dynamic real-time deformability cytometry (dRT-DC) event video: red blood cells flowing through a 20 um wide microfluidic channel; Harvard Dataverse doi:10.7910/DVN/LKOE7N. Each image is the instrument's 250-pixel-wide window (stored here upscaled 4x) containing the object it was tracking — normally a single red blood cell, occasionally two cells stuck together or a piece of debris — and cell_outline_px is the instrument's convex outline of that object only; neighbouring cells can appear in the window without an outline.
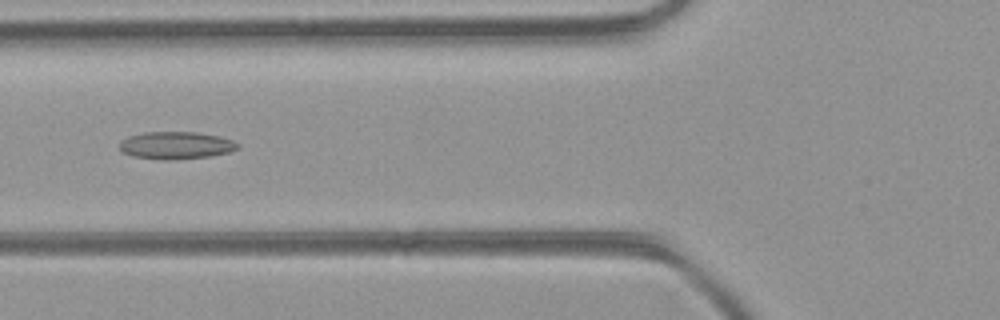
{"species": "common noctule bat (a hibernating species)", "species_latin": "Nyctalus noctula", "temperature_condition": "room temperature", "stored_images_in_passage": 46, "camera_frame_rate_fps": 3000, "um_per_image_px": 0.085, "animal": {"sex": "female", "body_mass_g": 21.9}, "frame": {"image": 1, "passage_image": 17, "time_ms": 5.333, "image_size_px": [1000, 320], "cell_outline_px": [[240, 148], [228, 152], [212, 156], [176, 160], [160, 160], [132, 156], [124, 152], [120, 148], [120, 140], [128, 136], [144, 132], [196, 132], [220, 136], [232, 140], [240, 144]], "centroid_in_image_um": [14.98, 12.36], "position_along_channel_um": 110.8, "area_um2": 19.13}}
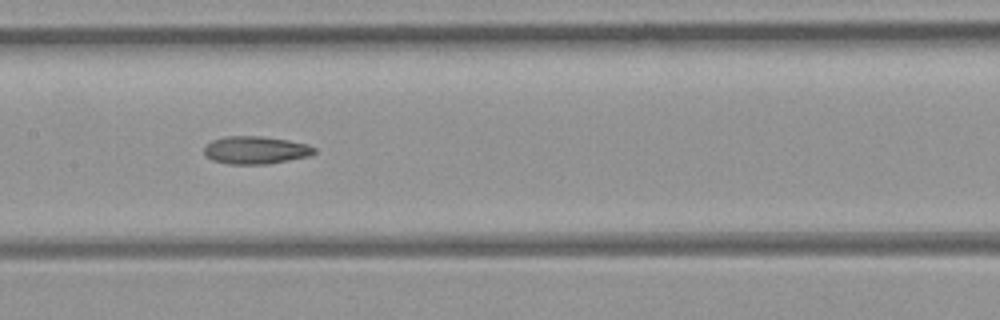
{"frame": {"image": 2, "passage_image": 22, "time_ms": 7.0, "image_size_px": [1000, 320], "cell_outline_px": [[316, 152], [308, 156], [268, 164], [228, 164], [212, 160], [204, 156], [204, 148], [212, 140], [224, 136], [264, 136], [288, 140], [308, 144], [316, 148]], "centroid_in_image_um": [21.71, 12.75], "position_along_channel_um": 185.7, "area_um2": 17.92}}
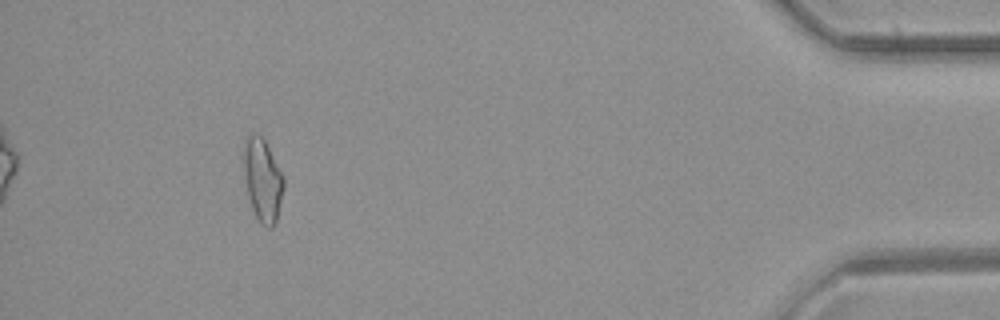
{"frame": {"image": 3, "passage_image": 42, "time_ms": 13.667, "image_size_px": [1000, 320], "cell_outline_px": [[284, 188], [276, 220], [272, 228], [268, 228], [260, 224], [252, 208], [248, 196], [244, 172], [244, 136], [260, 136], [264, 140], [284, 176]], "centroid_in_image_um": [22.33, 15.33], "position_along_channel_um": 412.9, "area_um2": 19.02}, "authors_computed_cell_mechanics": {"area_um2": 18.7272, "velocity_mm_per_s": 4.4482, "shape_relaxation_time_tau1_ms": null, "shape_relaxation_time_tau2_ms": 5.3685, "deformation_change_tau1": null, "deformation_change_tau2": 0.1544}}